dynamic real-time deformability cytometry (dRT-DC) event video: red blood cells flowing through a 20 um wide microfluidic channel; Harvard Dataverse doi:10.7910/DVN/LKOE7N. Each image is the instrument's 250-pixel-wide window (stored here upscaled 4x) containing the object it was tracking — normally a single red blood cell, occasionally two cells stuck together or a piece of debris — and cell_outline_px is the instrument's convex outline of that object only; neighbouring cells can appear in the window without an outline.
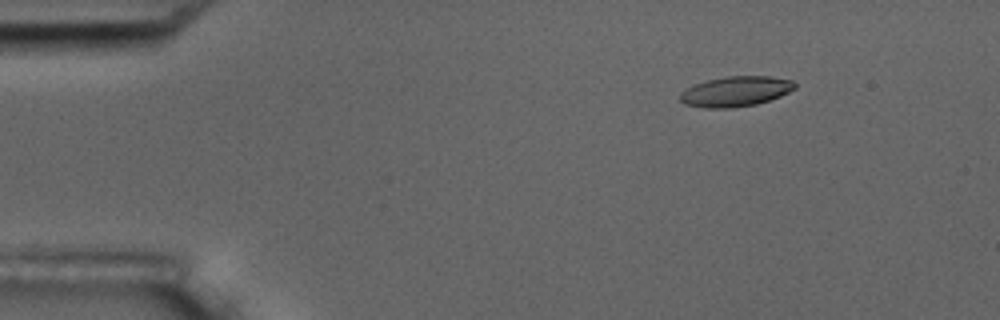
{"species": "common noctule bat (a hibernating species)", "species_latin": "Nyctalus noctula", "temperature_condition": "room temperature", "stored_images_in_passage": 7, "camera_frame_rate_fps": 3000, "um_per_image_px": 0.085, "animal": {"sex": "male", "body_mass_g": 17.5, "forearm_length_mm": 52.3}, "frame": {"image": 1, "passage_image": 2, "time_ms": 1.333, "image_size_px": [1000, 320], "cell_outline_px": [[796, 88], [780, 96], [756, 104], [732, 108], [704, 108], [684, 104], [680, 100], [680, 92], [684, 88], [708, 80], [728, 76], [768, 76], [792, 80], [796, 84]], "centroid_in_image_um": [62.51, 7.77], "position_along_channel_um": 22.5, "area_um2": 20.17}}
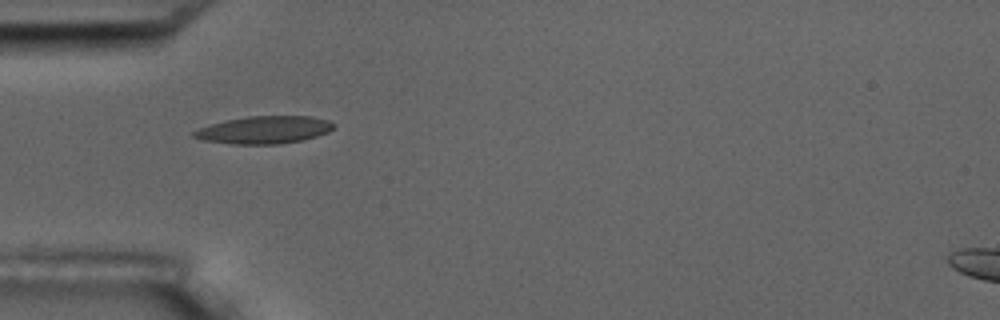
{"frame": {"image": 2, "passage_image": 5, "time_ms": 4.667, "image_size_px": [1000, 320], "cell_outline_px": [[336, 124], [328, 132], [316, 136], [300, 140], [276, 144], [232, 144], [204, 140], [192, 136], [192, 132], [200, 128], [224, 120], [248, 116], [312, 116], [328, 120]], "centroid_in_image_um": [22.46, 11.03], "position_along_channel_um": 62.5, "area_um2": 22.25}}